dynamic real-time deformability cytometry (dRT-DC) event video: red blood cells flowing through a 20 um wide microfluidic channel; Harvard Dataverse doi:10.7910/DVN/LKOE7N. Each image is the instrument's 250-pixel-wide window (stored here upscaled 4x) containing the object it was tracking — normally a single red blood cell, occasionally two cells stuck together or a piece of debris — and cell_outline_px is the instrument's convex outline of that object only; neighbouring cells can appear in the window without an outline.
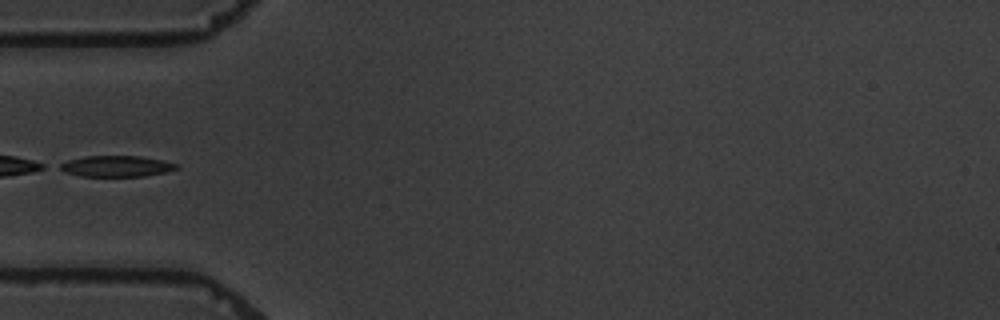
{"species": "common noctule bat (a hibernating species)", "species_latin": "Nyctalus noctula", "temperature_condition": "warm", "stored_images_in_passage": 5, "segment_of_instrument_passage": [2, 2], "camera_frame_rate_fps": 3000, "um_per_image_px": 0.085, "animal": {"sex": "male", "body_mass_g": 19.5, "forearm_length_mm": 54.6}, "frame": {"image": 1, "passage_image": 5, "time_ms": 5.667, "image_size_px": [1000, 320], "cell_outline_px": [[180, 168], [168, 172], [144, 176], [80, 176], [64, 172], [56, 168], [60, 164], [68, 160], [88, 156], [140, 156], [164, 160], [180, 164]], "centroid_in_image_um": [9.94, 14.13], "position_along_channel_um": 75.1, "area_um2": 14.51}}